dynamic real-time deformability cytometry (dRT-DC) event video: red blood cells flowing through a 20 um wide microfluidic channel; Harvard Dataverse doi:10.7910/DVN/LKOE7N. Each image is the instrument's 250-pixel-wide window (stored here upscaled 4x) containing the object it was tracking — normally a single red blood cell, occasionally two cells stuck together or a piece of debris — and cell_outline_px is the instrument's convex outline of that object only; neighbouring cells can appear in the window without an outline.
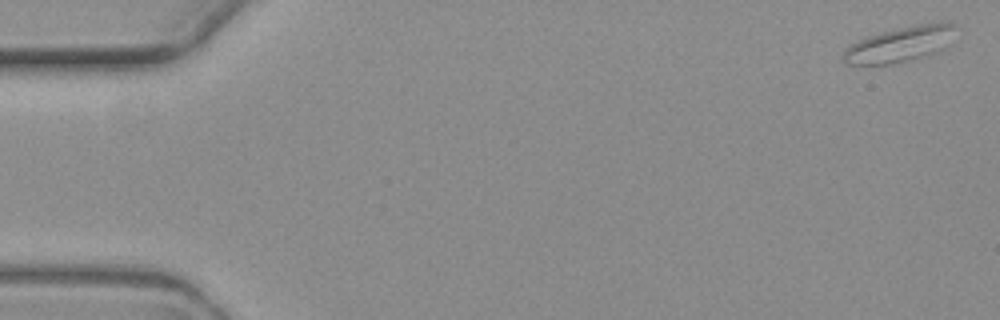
{"species": "common noctule bat (a hibernating species)", "species_latin": "Nyctalus noctula", "temperature_condition": "warm", "stored_images_in_passage": 4, "camera_frame_rate_fps": 3000, "um_per_image_px": 0.085, "animal": {"sex": "female", "body_mass_g": 19.3, "forearm_length_mm": 54.1}, "frame": {"image": 1, "passage_image": 1, "time_ms": 0.0, "image_size_px": [1000, 320], "cell_outline_px": [[956, 24], [944, 48], [940, 52], [908, 60], [888, 64], [844, 64], [844, 48], [868, 36], [880, 32], [916, 24]], "centroid_in_image_um": [76.43, 3.79], "position_along_channel_um": 8.6, "area_um2": 22.37}}